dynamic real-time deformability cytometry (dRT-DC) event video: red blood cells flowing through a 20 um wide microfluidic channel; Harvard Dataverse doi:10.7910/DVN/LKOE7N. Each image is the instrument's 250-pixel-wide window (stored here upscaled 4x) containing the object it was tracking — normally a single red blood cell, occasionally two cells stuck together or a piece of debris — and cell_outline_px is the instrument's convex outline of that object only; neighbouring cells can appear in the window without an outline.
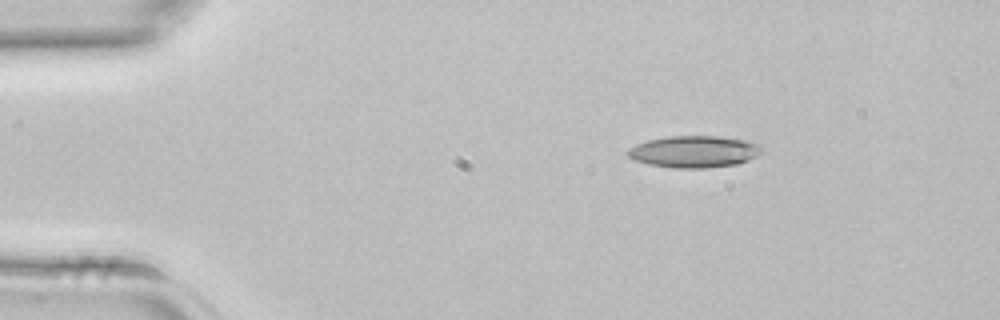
{"species": "common noctule bat (a hibernating species)", "species_latin": "Nyctalus noctula", "temperature_condition": "room temperature", "stored_images_in_passage": 2, "camera_frame_rate_fps": 3000, "um_per_image_px": 0.085, "animal": {"sex": "female", "body_mass_g": 22.7, "forearm_length_mm": 54.2}, "frame": {"image": 1, "passage_image": 1, "time_ms": 0.0, "image_size_px": [1000, 320], "cell_outline_px": [[764, 148], [756, 156], [748, 160], [736, 164], [704, 168], [672, 168], [648, 164], [632, 160], [624, 152], [628, 148], [636, 144], [648, 140], [668, 136], [716, 136], [748, 140], [760, 144]], "centroid_in_image_um": [58.97, 12.89], "position_along_channel_um": 26.0, "area_um2": 25.09}}